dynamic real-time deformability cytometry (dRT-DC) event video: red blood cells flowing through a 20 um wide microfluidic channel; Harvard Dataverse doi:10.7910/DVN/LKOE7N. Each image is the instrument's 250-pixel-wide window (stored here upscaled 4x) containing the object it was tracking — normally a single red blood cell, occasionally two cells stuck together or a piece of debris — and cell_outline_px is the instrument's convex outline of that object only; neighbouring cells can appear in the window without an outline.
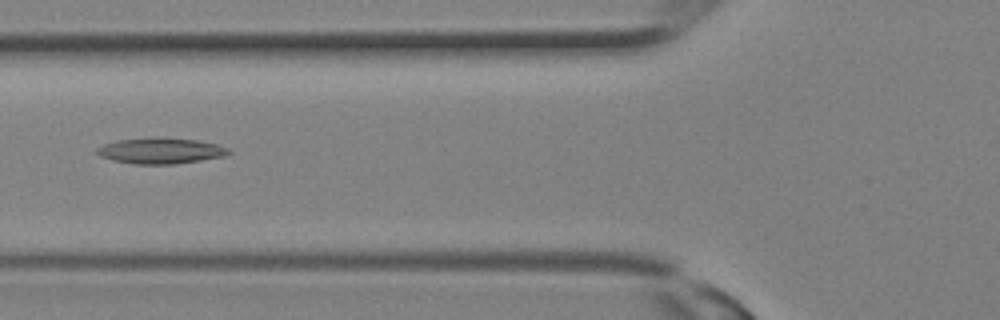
{"species": "Egyptian fruit bat (a non-hibernating species)", "species_latin": "Rousettus aegyptiacus", "temperature_condition": "room temperature", "stored_images_in_passage": 17, "camera_frame_rate_fps": 3000, "um_per_image_px": 0.085, "animal": {"sex": "female"}, "frame": {"image": 1, "passage_image": 12, "time_ms": 3.667, "image_size_px": [1000, 320], "cell_outline_px": [[232, 152], [224, 156], [176, 164], [132, 164], [112, 160], [100, 156], [92, 152], [96, 148], [104, 144], [116, 140], [196, 140], [216, 144], [228, 148]], "centroid_in_image_um": [13.61, 12.87], "position_along_channel_um": 112.2, "area_um2": 19.02}}
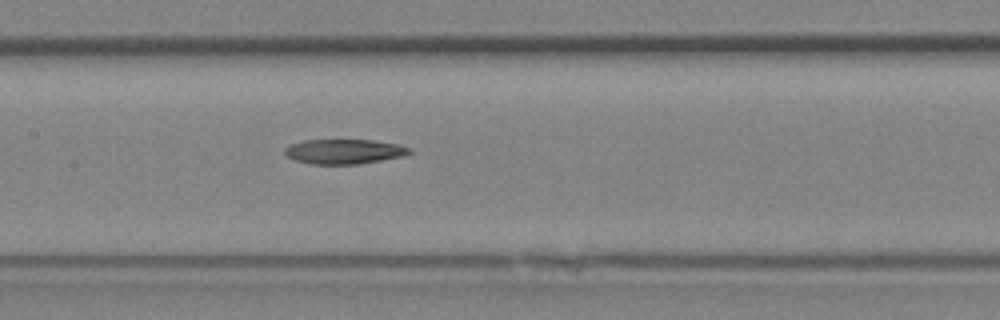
{"frame": {"image": 2, "passage_image": 15, "time_ms": 4.667, "image_size_px": [1000, 320], "cell_outline_px": [[412, 152], [404, 156], [356, 164], [308, 164], [296, 160], [288, 156], [284, 152], [284, 148], [292, 144], [304, 140], [372, 140], [396, 144], [412, 148]], "centroid_in_image_um": [29.26, 12.88], "position_along_channel_um": 178.1, "area_um2": 17.86}}